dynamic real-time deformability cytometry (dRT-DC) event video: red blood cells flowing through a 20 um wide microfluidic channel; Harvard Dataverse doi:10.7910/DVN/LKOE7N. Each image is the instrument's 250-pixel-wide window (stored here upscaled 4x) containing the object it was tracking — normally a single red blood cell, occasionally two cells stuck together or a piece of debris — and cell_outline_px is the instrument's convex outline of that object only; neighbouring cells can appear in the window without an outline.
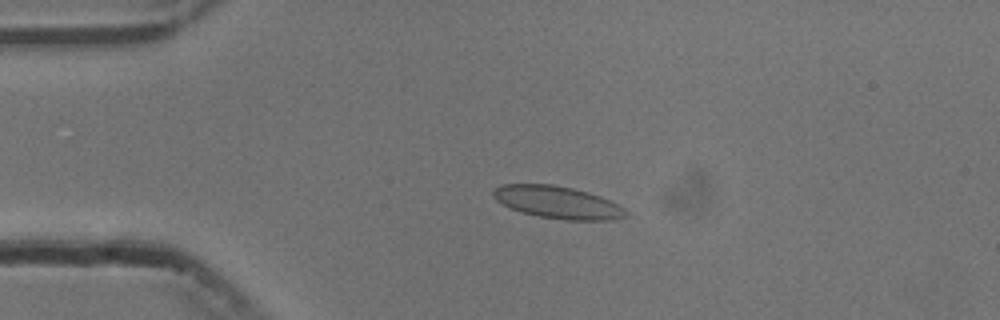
{"species": "common noctule bat (a hibernating species)", "species_latin": "Nyctalus noctula", "temperature_condition": "cold", "stored_images_in_passage": 43, "camera_frame_rate_fps": 3000, "um_per_image_px": 0.085, "animal": {"sex": "male", "body_mass_g": 13.3}, "frame": {"image": 1, "passage_image": 1, "time_ms": 0.0, "image_size_px": [1000, 320], "cell_outline_px": [[628, 212], [624, 216], [612, 220], [564, 220], [540, 216], [524, 212], [512, 208], [496, 200], [492, 196], [492, 192], [500, 184], [552, 184], [572, 188], [588, 192], [600, 196], [624, 208]], "centroid_in_image_um": [47.39, 17.19], "position_along_channel_um": 37.6, "area_um2": 24.68}}
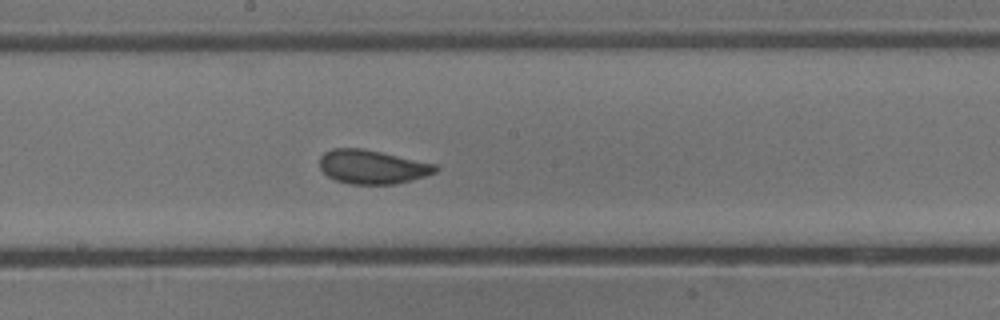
{"frame": {"image": 2, "passage_image": 18, "time_ms": 5.667, "image_size_px": [1000, 320], "cell_outline_px": [[440, 168], [436, 172], [412, 180], [396, 184], [348, 184], [336, 180], [328, 176], [320, 168], [320, 156], [324, 152], [332, 148], [360, 148], [380, 152], [436, 164]], "centroid_in_image_um": [31.64, 14.19], "position_along_channel_um": 216.6, "area_um2": 22.83}}
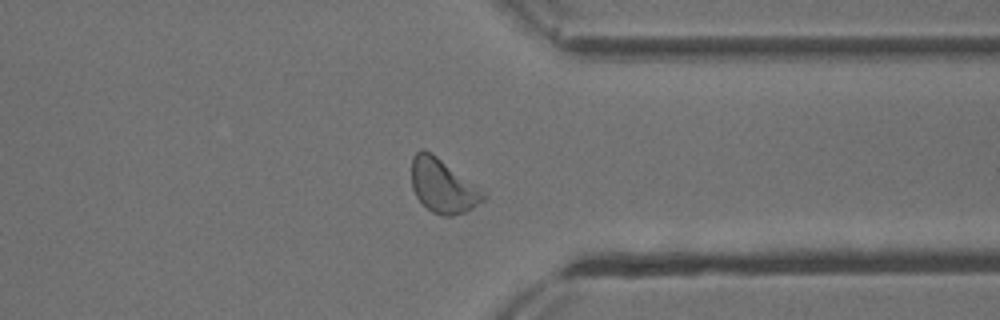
{"frame": {"image": 3, "passage_image": 31, "time_ms": 10.0, "image_size_px": [1000, 320], "cell_outline_px": [[488, 196], [484, 200], [472, 208], [464, 212], [452, 216], [444, 216], [432, 212], [416, 196], [412, 188], [412, 156], [416, 152], [424, 148], [432, 152], [488, 188]], "centroid_in_image_um": [37.76, 15.75], "position_along_channel_um": 373.6, "area_um2": 23.7}, "authors_computed_cell_mechanics": {"area_um2": 22.7732, "velocity_mm_per_s": 3.7113, "shape_relaxation_time_tau1_ms": 2.9686, "shape_relaxation_time_tau2_ms": null, "deformation_change_tau1": 0.0978, "deformation_change_tau2": null}}